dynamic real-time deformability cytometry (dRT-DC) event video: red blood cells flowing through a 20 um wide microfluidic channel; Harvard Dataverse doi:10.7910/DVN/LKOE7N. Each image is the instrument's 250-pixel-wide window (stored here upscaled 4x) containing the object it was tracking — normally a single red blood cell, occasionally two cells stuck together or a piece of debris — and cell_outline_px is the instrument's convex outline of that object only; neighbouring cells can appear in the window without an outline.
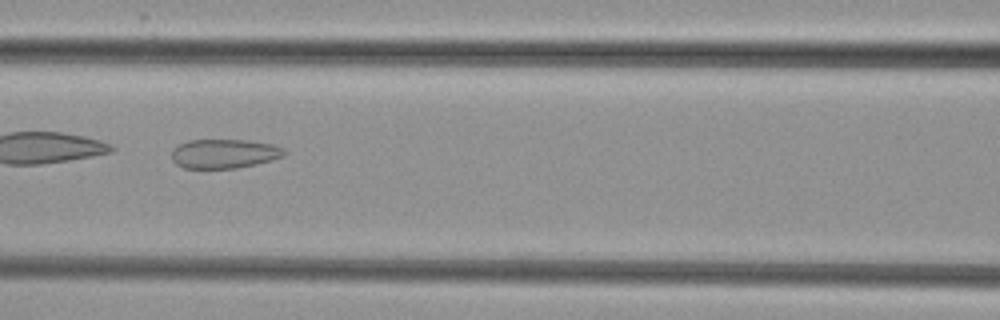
{"species": "common noctule bat (a hibernating species)", "species_latin": "Nyctalus noctula", "temperature_condition": "cold", "stored_images_in_passage": 6, "camera_frame_rate_fps": 3000, "um_per_image_px": 0.085, "animal": {"sex": "female", "body_mass_g": 29.2, "forearm_length_mm": 56.3}, "frame": {"image": 1, "passage_image": 4, "time_ms": 3.667, "image_size_px": [1000, 320], "cell_outline_px": [[284, 156], [272, 160], [256, 164], [236, 168], [184, 168], [176, 164], [172, 160], [172, 148], [188, 140], [248, 140], [272, 144], [284, 148]], "centroid_in_image_um": [19.04, 13.06], "position_along_channel_um": 147.6, "area_um2": 19.19}}
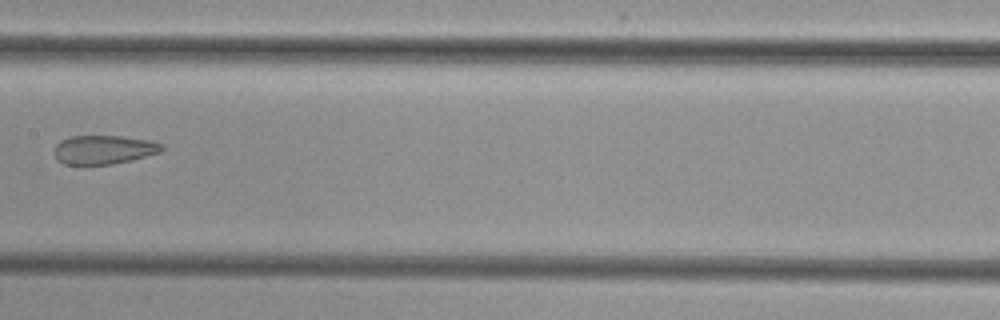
{"frame": {"image": 2, "passage_image": 5, "time_ms": 5.0, "image_size_px": [1000, 320], "cell_outline_px": [[164, 148], [160, 152], [112, 164], [84, 168], [64, 164], [56, 156], [56, 144], [60, 140], [72, 136], [120, 136], [148, 140], [164, 144]], "centroid_in_image_um": [8.78, 12.76], "position_along_channel_um": 198.6, "area_um2": 18.38}}
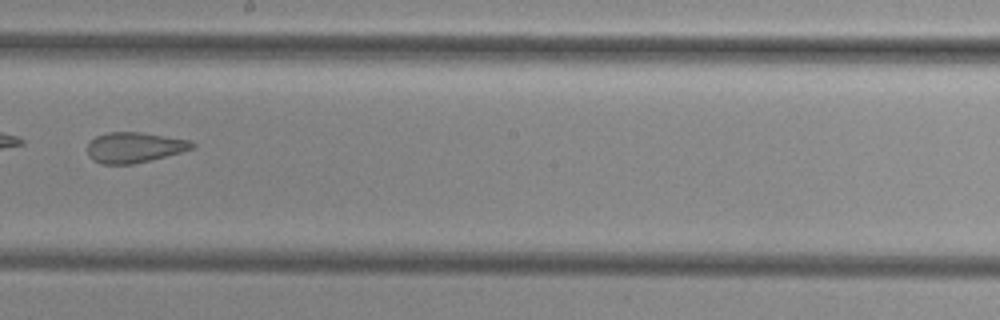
{"frame": {"image": 3, "passage_image": 6, "time_ms": 6.0, "image_size_px": [1000, 320], "cell_outline_px": [[196, 144], [192, 148], [180, 152], [152, 160], [132, 164], [100, 164], [92, 160], [88, 156], [88, 144], [96, 136], [108, 132], [140, 132], [192, 140]], "centroid_in_image_um": [11.42, 12.53], "position_along_channel_um": 236.8, "area_um2": 18.61}}